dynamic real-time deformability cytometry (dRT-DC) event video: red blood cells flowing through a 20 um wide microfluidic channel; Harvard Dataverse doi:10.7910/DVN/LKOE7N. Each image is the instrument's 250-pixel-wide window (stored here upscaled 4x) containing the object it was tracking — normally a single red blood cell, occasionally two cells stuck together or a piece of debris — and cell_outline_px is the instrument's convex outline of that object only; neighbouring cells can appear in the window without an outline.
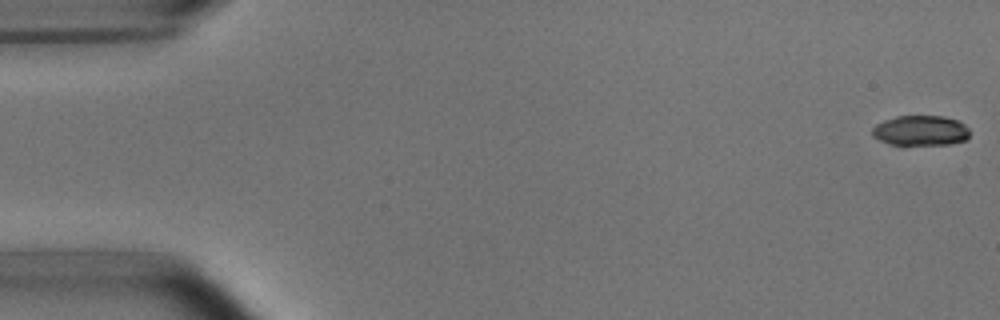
{"species": "common noctule bat (a hibernating species)", "species_latin": "Nyctalus noctula", "temperature_condition": "room temperature", "stored_images_in_passage": 8, "camera_frame_rate_fps": 3000, "um_per_image_px": 0.085, "animal": {"sex": "male", "body_mass_g": 15.6}, "frame": {"image": 1, "passage_image": 1, "time_ms": 0.0, "image_size_px": [1000, 320], "cell_outline_px": [[968, 140], [948, 144], [892, 144], [880, 140], [872, 136], [872, 128], [876, 124], [884, 120], [896, 116], [944, 116], [960, 120], [968, 128]], "centroid_in_image_um": [78.27, 11.08], "position_along_channel_um": 6.7, "area_um2": 17.11}}
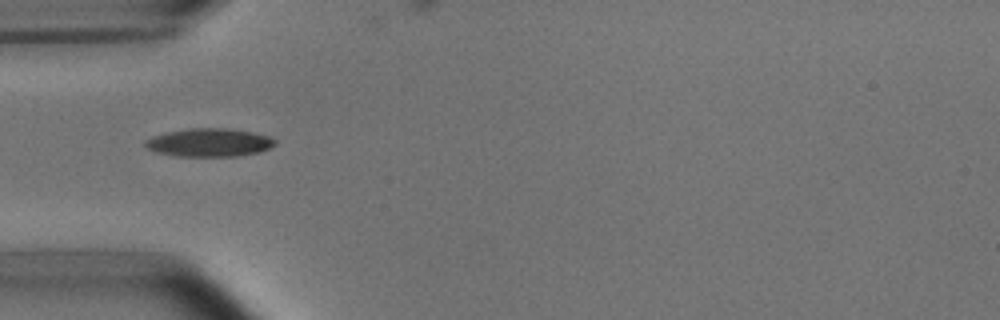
{"frame": {"image": 2, "passage_image": 5, "time_ms": 5.333, "image_size_px": [1000, 320], "cell_outline_px": [[276, 144], [272, 148], [260, 152], [236, 156], [176, 156], [156, 152], [148, 148], [144, 144], [144, 140], [152, 136], [168, 132], [192, 128], [224, 128], [252, 132], [268, 136], [276, 140]], "centroid_in_image_um": [17.8, 12.12], "position_along_channel_um": 67.2, "area_um2": 21.33}}
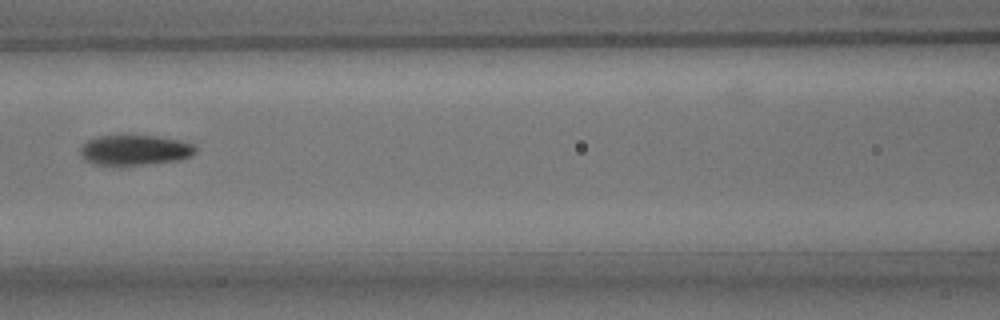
{"frame": {"image": 3, "passage_image": 7, "time_ms": 7.667, "image_size_px": [1000, 320], "cell_outline_px": [[196, 152], [192, 156], [180, 160], [140, 164], [96, 164], [84, 160], [80, 152], [80, 148], [88, 140], [100, 136], [124, 132], [156, 136], [176, 140], [192, 144], [196, 148]], "centroid_in_image_um": [11.44, 12.7], "position_along_channel_um": 155.2, "area_um2": 20.58}}